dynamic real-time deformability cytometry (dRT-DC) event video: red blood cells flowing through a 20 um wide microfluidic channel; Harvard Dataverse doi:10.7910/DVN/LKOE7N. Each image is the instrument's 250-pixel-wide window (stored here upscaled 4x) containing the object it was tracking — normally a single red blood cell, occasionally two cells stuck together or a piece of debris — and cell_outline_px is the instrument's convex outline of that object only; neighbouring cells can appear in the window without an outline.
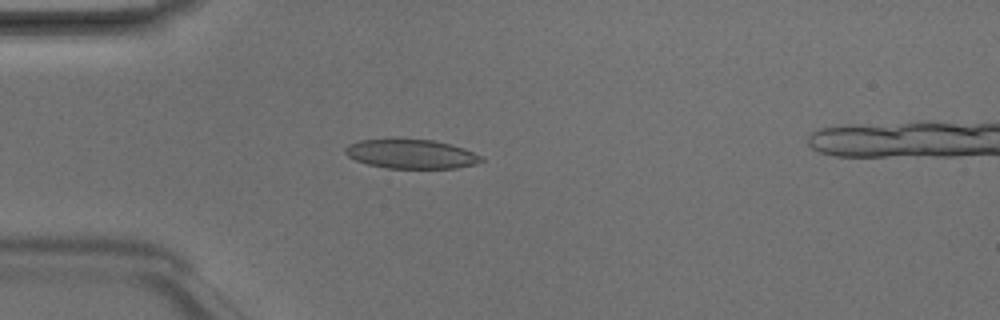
{"species": "Egyptian fruit bat (a non-hibernating species)", "species_latin": "Rousettus aegyptiacus", "temperature_condition": "room temperature", "stored_images_in_passage": 3, "camera_frame_rate_fps": 3000, "um_per_image_px": 0.085, "animal": {"sex": "male"}, "frame": {"image": 1, "passage_image": 3, "time_ms": 0.667, "image_size_px": [1000, 320], "cell_outline_px": [[484, 160], [472, 164], [456, 168], [388, 168], [368, 164], [356, 160], [348, 156], [344, 152], [344, 148], [348, 144], [360, 140], [432, 140], [464, 148], [484, 156]], "centroid_in_image_um": [34.95, 13.1], "position_along_channel_um": 50.0, "area_um2": 22.77}}